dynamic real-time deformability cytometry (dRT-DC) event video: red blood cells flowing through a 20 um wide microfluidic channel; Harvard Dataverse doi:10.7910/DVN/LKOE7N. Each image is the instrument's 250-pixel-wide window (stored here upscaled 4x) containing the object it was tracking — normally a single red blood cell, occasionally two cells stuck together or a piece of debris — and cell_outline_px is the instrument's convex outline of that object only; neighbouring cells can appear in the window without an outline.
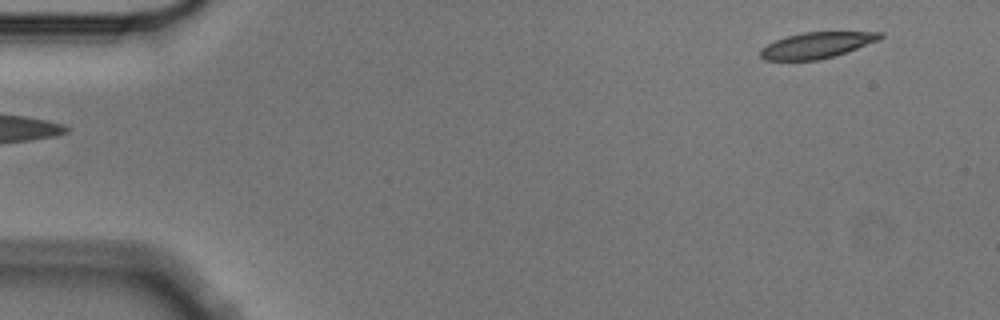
{"species": "Egyptian fruit bat (a non-hibernating species)", "species_latin": "Rousettus aegyptiacus", "temperature_condition": "cold", "stored_images_in_passage": 5, "camera_frame_rate_fps": 3000, "um_per_image_px": 0.085, "animal": {"sex": "male"}, "frame": {"image": 1, "passage_image": 1, "time_ms": 0.0, "image_size_px": [1000, 320], "cell_outline_px": [[884, 36], [880, 40], [848, 52], [836, 56], [820, 60], [764, 60], [760, 56], [760, 48], [776, 40], [788, 36], [804, 32], [884, 32]], "centroid_in_image_um": [69.47, 3.85], "position_along_channel_um": 15.5, "area_um2": 18.26}}